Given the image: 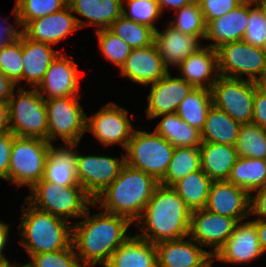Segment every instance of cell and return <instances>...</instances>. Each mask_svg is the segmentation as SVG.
Returning a JSON list of instances; mask_svg holds the SVG:
<instances>
[{
  "mask_svg": "<svg viewBox=\"0 0 266 267\" xmlns=\"http://www.w3.org/2000/svg\"><path fill=\"white\" fill-rule=\"evenodd\" d=\"M90 207L72 225V244L84 267L105 266L112 253L129 236L132 222L125 216L101 211L90 216Z\"/></svg>",
  "mask_w": 266,
  "mask_h": 267,
  "instance_id": "obj_1",
  "label": "cell"
},
{
  "mask_svg": "<svg viewBox=\"0 0 266 267\" xmlns=\"http://www.w3.org/2000/svg\"><path fill=\"white\" fill-rule=\"evenodd\" d=\"M191 211L172 188L159 184L136 220L137 236L158 243L189 236Z\"/></svg>",
  "mask_w": 266,
  "mask_h": 267,
  "instance_id": "obj_2",
  "label": "cell"
},
{
  "mask_svg": "<svg viewBox=\"0 0 266 267\" xmlns=\"http://www.w3.org/2000/svg\"><path fill=\"white\" fill-rule=\"evenodd\" d=\"M159 184L155 177L125 163L118 177L94 200V206L100 204L102 211L135 223Z\"/></svg>",
  "mask_w": 266,
  "mask_h": 267,
  "instance_id": "obj_3",
  "label": "cell"
},
{
  "mask_svg": "<svg viewBox=\"0 0 266 267\" xmlns=\"http://www.w3.org/2000/svg\"><path fill=\"white\" fill-rule=\"evenodd\" d=\"M21 209L23 214L18 227L22 240L19 243L29 257L61 251L72 244V224L69 221L38 210L26 200Z\"/></svg>",
  "mask_w": 266,
  "mask_h": 267,
  "instance_id": "obj_4",
  "label": "cell"
},
{
  "mask_svg": "<svg viewBox=\"0 0 266 267\" xmlns=\"http://www.w3.org/2000/svg\"><path fill=\"white\" fill-rule=\"evenodd\" d=\"M25 200L34 208L67 221L81 218L94 200L81 186H61L41 180L30 189Z\"/></svg>",
  "mask_w": 266,
  "mask_h": 267,
  "instance_id": "obj_5",
  "label": "cell"
},
{
  "mask_svg": "<svg viewBox=\"0 0 266 267\" xmlns=\"http://www.w3.org/2000/svg\"><path fill=\"white\" fill-rule=\"evenodd\" d=\"M16 92L8 100L10 131L19 137L48 140L45 99L36 88L27 90L19 86Z\"/></svg>",
  "mask_w": 266,
  "mask_h": 267,
  "instance_id": "obj_6",
  "label": "cell"
},
{
  "mask_svg": "<svg viewBox=\"0 0 266 267\" xmlns=\"http://www.w3.org/2000/svg\"><path fill=\"white\" fill-rule=\"evenodd\" d=\"M175 147L157 134L134 130L125 153L126 163L160 181L168 170Z\"/></svg>",
  "mask_w": 266,
  "mask_h": 267,
  "instance_id": "obj_7",
  "label": "cell"
},
{
  "mask_svg": "<svg viewBox=\"0 0 266 267\" xmlns=\"http://www.w3.org/2000/svg\"><path fill=\"white\" fill-rule=\"evenodd\" d=\"M50 143L37 137L15 136L9 164V181L29 190L42 180Z\"/></svg>",
  "mask_w": 266,
  "mask_h": 267,
  "instance_id": "obj_8",
  "label": "cell"
},
{
  "mask_svg": "<svg viewBox=\"0 0 266 267\" xmlns=\"http://www.w3.org/2000/svg\"><path fill=\"white\" fill-rule=\"evenodd\" d=\"M80 96L46 99L48 142L80 143L86 131L87 115L79 104Z\"/></svg>",
  "mask_w": 266,
  "mask_h": 267,
  "instance_id": "obj_9",
  "label": "cell"
},
{
  "mask_svg": "<svg viewBox=\"0 0 266 267\" xmlns=\"http://www.w3.org/2000/svg\"><path fill=\"white\" fill-rule=\"evenodd\" d=\"M256 83L219 76L211 88L212 104L240 124L252 123Z\"/></svg>",
  "mask_w": 266,
  "mask_h": 267,
  "instance_id": "obj_10",
  "label": "cell"
},
{
  "mask_svg": "<svg viewBox=\"0 0 266 267\" xmlns=\"http://www.w3.org/2000/svg\"><path fill=\"white\" fill-rule=\"evenodd\" d=\"M219 76L256 81L266 72V54L262 48L244 41L221 45L216 49Z\"/></svg>",
  "mask_w": 266,
  "mask_h": 267,
  "instance_id": "obj_11",
  "label": "cell"
},
{
  "mask_svg": "<svg viewBox=\"0 0 266 267\" xmlns=\"http://www.w3.org/2000/svg\"><path fill=\"white\" fill-rule=\"evenodd\" d=\"M128 113L115 102H109L98 112L87 117L86 131H90L97 141L106 147L118 143L126 150L135 130Z\"/></svg>",
  "mask_w": 266,
  "mask_h": 267,
  "instance_id": "obj_12",
  "label": "cell"
},
{
  "mask_svg": "<svg viewBox=\"0 0 266 267\" xmlns=\"http://www.w3.org/2000/svg\"><path fill=\"white\" fill-rule=\"evenodd\" d=\"M126 163L119 157L77 155V179L84 191L95 200L119 175Z\"/></svg>",
  "mask_w": 266,
  "mask_h": 267,
  "instance_id": "obj_13",
  "label": "cell"
},
{
  "mask_svg": "<svg viewBox=\"0 0 266 267\" xmlns=\"http://www.w3.org/2000/svg\"><path fill=\"white\" fill-rule=\"evenodd\" d=\"M238 221L223 215L214 214L205 208L191 211L189 236L202 247L212 250L211 255L226 243L234 232Z\"/></svg>",
  "mask_w": 266,
  "mask_h": 267,
  "instance_id": "obj_14",
  "label": "cell"
},
{
  "mask_svg": "<svg viewBox=\"0 0 266 267\" xmlns=\"http://www.w3.org/2000/svg\"><path fill=\"white\" fill-rule=\"evenodd\" d=\"M60 53L50 64L37 91L46 99L80 96L78 65ZM44 95H47L46 97Z\"/></svg>",
  "mask_w": 266,
  "mask_h": 267,
  "instance_id": "obj_15",
  "label": "cell"
},
{
  "mask_svg": "<svg viewBox=\"0 0 266 267\" xmlns=\"http://www.w3.org/2000/svg\"><path fill=\"white\" fill-rule=\"evenodd\" d=\"M205 209L240 222L250 215V194L227 180L213 181Z\"/></svg>",
  "mask_w": 266,
  "mask_h": 267,
  "instance_id": "obj_16",
  "label": "cell"
},
{
  "mask_svg": "<svg viewBox=\"0 0 266 267\" xmlns=\"http://www.w3.org/2000/svg\"><path fill=\"white\" fill-rule=\"evenodd\" d=\"M256 225L251 221H240L226 243L214 255L216 260L229 264L249 263L263 256Z\"/></svg>",
  "mask_w": 266,
  "mask_h": 267,
  "instance_id": "obj_17",
  "label": "cell"
},
{
  "mask_svg": "<svg viewBox=\"0 0 266 267\" xmlns=\"http://www.w3.org/2000/svg\"><path fill=\"white\" fill-rule=\"evenodd\" d=\"M150 86L148 107L145 110L148 119L175 113L181 101L194 89L180 76L172 77L170 72Z\"/></svg>",
  "mask_w": 266,
  "mask_h": 267,
  "instance_id": "obj_18",
  "label": "cell"
},
{
  "mask_svg": "<svg viewBox=\"0 0 266 267\" xmlns=\"http://www.w3.org/2000/svg\"><path fill=\"white\" fill-rule=\"evenodd\" d=\"M71 12L67 5L56 13L31 20L21 28V33L34 42L55 45L80 29Z\"/></svg>",
  "mask_w": 266,
  "mask_h": 267,
  "instance_id": "obj_19",
  "label": "cell"
},
{
  "mask_svg": "<svg viewBox=\"0 0 266 267\" xmlns=\"http://www.w3.org/2000/svg\"><path fill=\"white\" fill-rule=\"evenodd\" d=\"M119 70L120 76H126L130 81L145 86L155 83L170 72L155 43L145 48L132 49Z\"/></svg>",
  "mask_w": 266,
  "mask_h": 267,
  "instance_id": "obj_20",
  "label": "cell"
},
{
  "mask_svg": "<svg viewBox=\"0 0 266 267\" xmlns=\"http://www.w3.org/2000/svg\"><path fill=\"white\" fill-rule=\"evenodd\" d=\"M197 244L190 236L156 243L158 267L201 266L211 254Z\"/></svg>",
  "mask_w": 266,
  "mask_h": 267,
  "instance_id": "obj_21",
  "label": "cell"
},
{
  "mask_svg": "<svg viewBox=\"0 0 266 267\" xmlns=\"http://www.w3.org/2000/svg\"><path fill=\"white\" fill-rule=\"evenodd\" d=\"M167 26L163 31L155 30L154 43L166 67L177 68L189 55L203 47L202 39L183 34L169 24Z\"/></svg>",
  "mask_w": 266,
  "mask_h": 267,
  "instance_id": "obj_22",
  "label": "cell"
},
{
  "mask_svg": "<svg viewBox=\"0 0 266 267\" xmlns=\"http://www.w3.org/2000/svg\"><path fill=\"white\" fill-rule=\"evenodd\" d=\"M79 144L65 143V146L55 148L50 143L45 162L43 180L61 186H80L77 179V155L75 150Z\"/></svg>",
  "mask_w": 266,
  "mask_h": 267,
  "instance_id": "obj_23",
  "label": "cell"
},
{
  "mask_svg": "<svg viewBox=\"0 0 266 267\" xmlns=\"http://www.w3.org/2000/svg\"><path fill=\"white\" fill-rule=\"evenodd\" d=\"M178 69L180 70V77L194 88L211 90L219 77L217 51L203 45L198 51L189 55L178 66Z\"/></svg>",
  "mask_w": 266,
  "mask_h": 267,
  "instance_id": "obj_24",
  "label": "cell"
},
{
  "mask_svg": "<svg viewBox=\"0 0 266 267\" xmlns=\"http://www.w3.org/2000/svg\"><path fill=\"white\" fill-rule=\"evenodd\" d=\"M247 23L248 3L242 2L225 15L206 24L205 39L215 42L209 43L207 46L216 50L223 44L241 41L246 31Z\"/></svg>",
  "mask_w": 266,
  "mask_h": 267,
  "instance_id": "obj_25",
  "label": "cell"
},
{
  "mask_svg": "<svg viewBox=\"0 0 266 267\" xmlns=\"http://www.w3.org/2000/svg\"><path fill=\"white\" fill-rule=\"evenodd\" d=\"M123 0H67L73 13L86 18L83 21L76 17L79 28L86 25L97 26L96 30L108 29L122 15Z\"/></svg>",
  "mask_w": 266,
  "mask_h": 267,
  "instance_id": "obj_26",
  "label": "cell"
},
{
  "mask_svg": "<svg viewBox=\"0 0 266 267\" xmlns=\"http://www.w3.org/2000/svg\"><path fill=\"white\" fill-rule=\"evenodd\" d=\"M59 54L52 45L34 42L22 34V81L26 80L27 85L37 88Z\"/></svg>",
  "mask_w": 266,
  "mask_h": 267,
  "instance_id": "obj_27",
  "label": "cell"
},
{
  "mask_svg": "<svg viewBox=\"0 0 266 267\" xmlns=\"http://www.w3.org/2000/svg\"><path fill=\"white\" fill-rule=\"evenodd\" d=\"M104 267H158L156 245L137 235L129 236Z\"/></svg>",
  "mask_w": 266,
  "mask_h": 267,
  "instance_id": "obj_28",
  "label": "cell"
},
{
  "mask_svg": "<svg viewBox=\"0 0 266 267\" xmlns=\"http://www.w3.org/2000/svg\"><path fill=\"white\" fill-rule=\"evenodd\" d=\"M238 158L235 146L208 142L200 146L201 169L212 181L227 180Z\"/></svg>",
  "mask_w": 266,
  "mask_h": 267,
  "instance_id": "obj_29",
  "label": "cell"
},
{
  "mask_svg": "<svg viewBox=\"0 0 266 267\" xmlns=\"http://www.w3.org/2000/svg\"><path fill=\"white\" fill-rule=\"evenodd\" d=\"M240 127L239 122L212 104L201 130L202 142L235 146Z\"/></svg>",
  "mask_w": 266,
  "mask_h": 267,
  "instance_id": "obj_30",
  "label": "cell"
},
{
  "mask_svg": "<svg viewBox=\"0 0 266 267\" xmlns=\"http://www.w3.org/2000/svg\"><path fill=\"white\" fill-rule=\"evenodd\" d=\"M155 132L170 142L174 147H200L201 132L182 120L177 113L163 114Z\"/></svg>",
  "mask_w": 266,
  "mask_h": 267,
  "instance_id": "obj_31",
  "label": "cell"
},
{
  "mask_svg": "<svg viewBox=\"0 0 266 267\" xmlns=\"http://www.w3.org/2000/svg\"><path fill=\"white\" fill-rule=\"evenodd\" d=\"M249 194L266 186V160L248 157H239L227 179Z\"/></svg>",
  "mask_w": 266,
  "mask_h": 267,
  "instance_id": "obj_32",
  "label": "cell"
},
{
  "mask_svg": "<svg viewBox=\"0 0 266 267\" xmlns=\"http://www.w3.org/2000/svg\"><path fill=\"white\" fill-rule=\"evenodd\" d=\"M210 177L199 169L172 185L190 211L205 208L212 184Z\"/></svg>",
  "mask_w": 266,
  "mask_h": 267,
  "instance_id": "obj_33",
  "label": "cell"
},
{
  "mask_svg": "<svg viewBox=\"0 0 266 267\" xmlns=\"http://www.w3.org/2000/svg\"><path fill=\"white\" fill-rule=\"evenodd\" d=\"M211 106V90L194 88L181 101L176 113L187 124L201 132L206 121L207 112Z\"/></svg>",
  "mask_w": 266,
  "mask_h": 267,
  "instance_id": "obj_34",
  "label": "cell"
},
{
  "mask_svg": "<svg viewBox=\"0 0 266 267\" xmlns=\"http://www.w3.org/2000/svg\"><path fill=\"white\" fill-rule=\"evenodd\" d=\"M201 169L200 147H175L161 185L172 186L188 174Z\"/></svg>",
  "mask_w": 266,
  "mask_h": 267,
  "instance_id": "obj_35",
  "label": "cell"
},
{
  "mask_svg": "<svg viewBox=\"0 0 266 267\" xmlns=\"http://www.w3.org/2000/svg\"><path fill=\"white\" fill-rule=\"evenodd\" d=\"M124 40L132 49L145 48L154 43L155 30L121 15L108 28Z\"/></svg>",
  "mask_w": 266,
  "mask_h": 267,
  "instance_id": "obj_36",
  "label": "cell"
},
{
  "mask_svg": "<svg viewBox=\"0 0 266 267\" xmlns=\"http://www.w3.org/2000/svg\"><path fill=\"white\" fill-rule=\"evenodd\" d=\"M67 6V0H16L13 15L16 28L31 20L56 13Z\"/></svg>",
  "mask_w": 266,
  "mask_h": 267,
  "instance_id": "obj_37",
  "label": "cell"
},
{
  "mask_svg": "<svg viewBox=\"0 0 266 267\" xmlns=\"http://www.w3.org/2000/svg\"><path fill=\"white\" fill-rule=\"evenodd\" d=\"M235 149L239 157L266 160V130L254 123L241 124Z\"/></svg>",
  "mask_w": 266,
  "mask_h": 267,
  "instance_id": "obj_38",
  "label": "cell"
},
{
  "mask_svg": "<svg viewBox=\"0 0 266 267\" xmlns=\"http://www.w3.org/2000/svg\"><path fill=\"white\" fill-rule=\"evenodd\" d=\"M175 12L177 16L168 23L170 26L183 34L205 39L206 24L199 2L193 1Z\"/></svg>",
  "mask_w": 266,
  "mask_h": 267,
  "instance_id": "obj_39",
  "label": "cell"
},
{
  "mask_svg": "<svg viewBox=\"0 0 266 267\" xmlns=\"http://www.w3.org/2000/svg\"><path fill=\"white\" fill-rule=\"evenodd\" d=\"M95 34L103 57L120 69L130 55L132 48L109 29L96 30Z\"/></svg>",
  "mask_w": 266,
  "mask_h": 267,
  "instance_id": "obj_40",
  "label": "cell"
},
{
  "mask_svg": "<svg viewBox=\"0 0 266 267\" xmlns=\"http://www.w3.org/2000/svg\"><path fill=\"white\" fill-rule=\"evenodd\" d=\"M0 70L15 84L22 82V33L0 48Z\"/></svg>",
  "mask_w": 266,
  "mask_h": 267,
  "instance_id": "obj_41",
  "label": "cell"
},
{
  "mask_svg": "<svg viewBox=\"0 0 266 267\" xmlns=\"http://www.w3.org/2000/svg\"><path fill=\"white\" fill-rule=\"evenodd\" d=\"M126 3L127 11L123 5L122 15L138 23H142L157 29L155 26L162 12L156 0H123Z\"/></svg>",
  "mask_w": 266,
  "mask_h": 267,
  "instance_id": "obj_42",
  "label": "cell"
},
{
  "mask_svg": "<svg viewBox=\"0 0 266 267\" xmlns=\"http://www.w3.org/2000/svg\"><path fill=\"white\" fill-rule=\"evenodd\" d=\"M30 267H84L71 244L61 251L39 253L30 256Z\"/></svg>",
  "mask_w": 266,
  "mask_h": 267,
  "instance_id": "obj_43",
  "label": "cell"
},
{
  "mask_svg": "<svg viewBox=\"0 0 266 267\" xmlns=\"http://www.w3.org/2000/svg\"><path fill=\"white\" fill-rule=\"evenodd\" d=\"M242 41L258 48L266 43V17L257 4L248 3V23Z\"/></svg>",
  "mask_w": 266,
  "mask_h": 267,
  "instance_id": "obj_44",
  "label": "cell"
},
{
  "mask_svg": "<svg viewBox=\"0 0 266 267\" xmlns=\"http://www.w3.org/2000/svg\"><path fill=\"white\" fill-rule=\"evenodd\" d=\"M242 3L241 0H200V8L205 24L217 19Z\"/></svg>",
  "mask_w": 266,
  "mask_h": 267,
  "instance_id": "obj_45",
  "label": "cell"
},
{
  "mask_svg": "<svg viewBox=\"0 0 266 267\" xmlns=\"http://www.w3.org/2000/svg\"><path fill=\"white\" fill-rule=\"evenodd\" d=\"M15 135L10 131L0 135V178L9 181V164Z\"/></svg>",
  "mask_w": 266,
  "mask_h": 267,
  "instance_id": "obj_46",
  "label": "cell"
},
{
  "mask_svg": "<svg viewBox=\"0 0 266 267\" xmlns=\"http://www.w3.org/2000/svg\"><path fill=\"white\" fill-rule=\"evenodd\" d=\"M255 191L254 196L250 194V214L256 215L258 220L266 221V186Z\"/></svg>",
  "mask_w": 266,
  "mask_h": 267,
  "instance_id": "obj_47",
  "label": "cell"
},
{
  "mask_svg": "<svg viewBox=\"0 0 266 267\" xmlns=\"http://www.w3.org/2000/svg\"><path fill=\"white\" fill-rule=\"evenodd\" d=\"M252 123L266 130V95L261 93L258 89H256L254 95Z\"/></svg>",
  "mask_w": 266,
  "mask_h": 267,
  "instance_id": "obj_48",
  "label": "cell"
},
{
  "mask_svg": "<svg viewBox=\"0 0 266 267\" xmlns=\"http://www.w3.org/2000/svg\"><path fill=\"white\" fill-rule=\"evenodd\" d=\"M15 88L18 87L0 70V101L8 102Z\"/></svg>",
  "mask_w": 266,
  "mask_h": 267,
  "instance_id": "obj_49",
  "label": "cell"
},
{
  "mask_svg": "<svg viewBox=\"0 0 266 267\" xmlns=\"http://www.w3.org/2000/svg\"><path fill=\"white\" fill-rule=\"evenodd\" d=\"M21 34V29L14 28L12 23L8 25H0V48L14 40H16Z\"/></svg>",
  "mask_w": 266,
  "mask_h": 267,
  "instance_id": "obj_50",
  "label": "cell"
},
{
  "mask_svg": "<svg viewBox=\"0 0 266 267\" xmlns=\"http://www.w3.org/2000/svg\"><path fill=\"white\" fill-rule=\"evenodd\" d=\"M10 224H6L0 221V264L9 262V260L3 255L4 248L8 243V236L10 231Z\"/></svg>",
  "mask_w": 266,
  "mask_h": 267,
  "instance_id": "obj_51",
  "label": "cell"
},
{
  "mask_svg": "<svg viewBox=\"0 0 266 267\" xmlns=\"http://www.w3.org/2000/svg\"><path fill=\"white\" fill-rule=\"evenodd\" d=\"M10 132L8 102L0 101V135Z\"/></svg>",
  "mask_w": 266,
  "mask_h": 267,
  "instance_id": "obj_52",
  "label": "cell"
},
{
  "mask_svg": "<svg viewBox=\"0 0 266 267\" xmlns=\"http://www.w3.org/2000/svg\"><path fill=\"white\" fill-rule=\"evenodd\" d=\"M159 4L160 10L163 14V10L165 8L174 9L179 10L180 8H182L183 6L190 4L191 2H193L194 0H156Z\"/></svg>",
  "mask_w": 266,
  "mask_h": 267,
  "instance_id": "obj_53",
  "label": "cell"
},
{
  "mask_svg": "<svg viewBox=\"0 0 266 267\" xmlns=\"http://www.w3.org/2000/svg\"><path fill=\"white\" fill-rule=\"evenodd\" d=\"M256 225V231L258 235V239L261 245V248L266 253V221L263 220H251Z\"/></svg>",
  "mask_w": 266,
  "mask_h": 267,
  "instance_id": "obj_54",
  "label": "cell"
},
{
  "mask_svg": "<svg viewBox=\"0 0 266 267\" xmlns=\"http://www.w3.org/2000/svg\"><path fill=\"white\" fill-rule=\"evenodd\" d=\"M256 86L257 89L263 93L264 95H266V72L260 76L256 81Z\"/></svg>",
  "mask_w": 266,
  "mask_h": 267,
  "instance_id": "obj_55",
  "label": "cell"
},
{
  "mask_svg": "<svg viewBox=\"0 0 266 267\" xmlns=\"http://www.w3.org/2000/svg\"><path fill=\"white\" fill-rule=\"evenodd\" d=\"M215 258L214 255H211L201 266L199 267H212Z\"/></svg>",
  "mask_w": 266,
  "mask_h": 267,
  "instance_id": "obj_56",
  "label": "cell"
},
{
  "mask_svg": "<svg viewBox=\"0 0 266 267\" xmlns=\"http://www.w3.org/2000/svg\"><path fill=\"white\" fill-rule=\"evenodd\" d=\"M257 6L261 9V11L263 12V14H264L265 17H266V0H260V1L257 3Z\"/></svg>",
  "mask_w": 266,
  "mask_h": 267,
  "instance_id": "obj_57",
  "label": "cell"
},
{
  "mask_svg": "<svg viewBox=\"0 0 266 267\" xmlns=\"http://www.w3.org/2000/svg\"><path fill=\"white\" fill-rule=\"evenodd\" d=\"M0 267H15V265L10 262H6V263L0 264Z\"/></svg>",
  "mask_w": 266,
  "mask_h": 267,
  "instance_id": "obj_58",
  "label": "cell"
},
{
  "mask_svg": "<svg viewBox=\"0 0 266 267\" xmlns=\"http://www.w3.org/2000/svg\"><path fill=\"white\" fill-rule=\"evenodd\" d=\"M244 3L257 4L260 0H241Z\"/></svg>",
  "mask_w": 266,
  "mask_h": 267,
  "instance_id": "obj_59",
  "label": "cell"
},
{
  "mask_svg": "<svg viewBox=\"0 0 266 267\" xmlns=\"http://www.w3.org/2000/svg\"><path fill=\"white\" fill-rule=\"evenodd\" d=\"M17 264L18 263L15 264V267H30V265H28L27 263L23 265H20V264L17 265Z\"/></svg>",
  "mask_w": 266,
  "mask_h": 267,
  "instance_id": "obj_60",
  "label": "cell"
},
{
  "mask_svg": "<svg viewBox=\"0 0 266 267\" xmlns=\"http://www.w3.org/2000/svg\"><path fill=\"white\" fill-rule=\"evenodd\" d=\"M262 49H263L264 53L266 54V43Z\"/></svg>",
  "mask_w": 266,
  "mask_h": 267,
  "instance_id": "obj_61",
  "label": "cell"
}]
</instances>
